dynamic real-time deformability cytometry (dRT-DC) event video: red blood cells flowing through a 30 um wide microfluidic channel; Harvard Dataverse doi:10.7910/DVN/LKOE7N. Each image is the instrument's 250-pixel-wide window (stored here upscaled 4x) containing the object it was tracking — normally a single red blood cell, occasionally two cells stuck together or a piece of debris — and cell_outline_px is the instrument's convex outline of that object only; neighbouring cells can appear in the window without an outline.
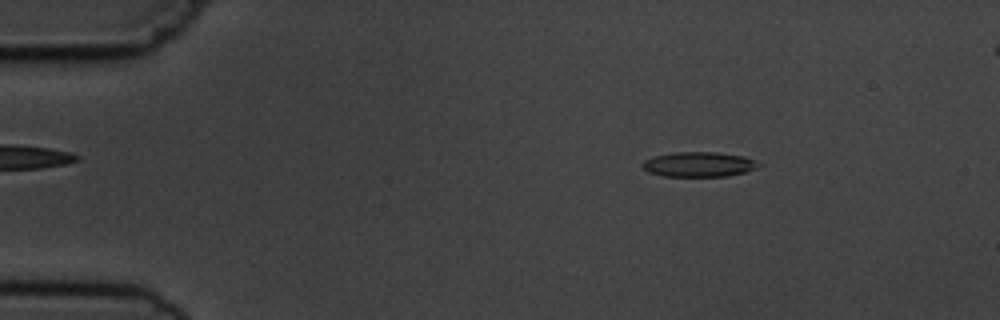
{"species": "common noctule bat (a hibernating species)", "species_latin": "Nyctalus noctula", "temperature_condition": "cold", "stored_images_in_passage": 5, "camera_frame_rate_fps": 3000, "um_per_image_px": 0.085, "animal": {"sex": "male", "body_mass_g": 19.5, "forearm_length_mm": 54.6}, "frame": {"image": 1, "passage_image": 2, "time_ms": 1.0, "image_size_px": [1000, 320], "cell_outline_px": [[764, 164], [756, 168], [744, 172], [728, 176], [664, 176], [648, 172], [640, 164], [644, 160], [656, 156], [672, 152], [716, 152], [744, 156], [756, 160]], "centroid_in_image_um": [59.43, 13.96], "position_along_channel_um": 25.6, "area_um2": 16.94}}